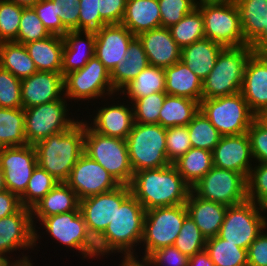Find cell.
Masks as SVG:
<instances>
[{"label": "cell", "mask_w": 267, "mask_h": 266, "mask_svg": "<svg viewBox=\"0 0 267 266\" xmlns=\"http://www.w3.org/2000/svg\"><path fill=\"white\" fill-rule=\"evenodd\" d=\"M20 198L5 189L0 191V219L16 213L21 208Z\"/></svg>", "instance_id": "obj_58"}, {"label": "cell", "mask_w": 267, "mask_h": 266, "mask_svg": "<svg viewBox=\"0 0 267 266\" xmlns=\"http://www.w3.org/2000/svg\"><path fill=\"white\" fill-rule=\"evenodd\" d=\"M38 71L61 73L64 43L62 36L51 34L45 39L25 44Z\"/></svg>", "instance_id": "obj_32"}, {"label": "cell", "mask_w": 267, "mask_h": 266, "mask_svg": "<svg viewBox=\"0 0 267 266\" xmlns=\"http://www.w3.org/2000/svg\"><path fill=\"white\" fill-rule=\"evenodd\" d=\"M253 53L249 45L223 48L214 68L203 80L202 99L241 92L246 64Z\"/></svg>", "instance_id": "obj_5"}, {"label": "cell", "mask_w": 267, "mask_h": 266, "mask_svg": "<svg viewBox=\"0 0 267 266\" xmlns=\"http://www.w3.org/2000/svg\"><path fill=\"white\" fill-rule=\"evenodd\" d=\"M64 48L61 74L82 69L95 56V32L69 30L62 36Z\"/></svg>", "instance_id": "obj_25"}, {"label": "cell", "mask_w": 267, "mask_h": 266, "mask_svg": "<svg viewBox=\"0 0 267 266\" xmlns=\"http://www.w3.org/2000/svg\"><path fill=\"white\" fill-rule=\"evenodd\" d=\"M129 186L146 211L185 204L191 191L174 164L134 172Z\"/></svg>", "instance_id": "obj_2"}, {"label": "cell", "mask_w": 267, "mask_h": 266, "mask_svg": "<svg viewBox=\"0 0 267 266\" xmlns=\"http://www.w3.org/2000/svg\"><path fill=\"white\" fill-rule=\"evenodd\" d=\"M71 107L74 108L64 96L62 99L50 103L25 108L27 144L35 145L50 135L66 131L73 126L82 116L76 113L78 110H74L72 114Z\"/></svg>", "instance_id": "obj_9"}, {"label": "cell", "mask_w": 267, "mask_h": 266, "mask_svg": "<svg viewBox=\"0 0 267 266\" xmlns=\"http://www.w3.org/2000/svg\"><path fill=\"white\" fill-rule=\"evenodd\" d=\"M267 227V209L246 200L227 207L218 236L248 250L252 242Z\"/></svg>", "instance_id": "obj_12"}, {"label": "cell", "mask_w": 267, "mask_h": 266, "mask_svg": "<svg viewBox=\"0 0 267 266\" xmlns=\"http://www.w3.org/2000/svg\"><path fill=\"white\" fill-rule=\"evenodd\" d=\"M213 166L248 177L254 165L247 133L222 136L212 151Z\"/></svg>", "instance_id": "obj_20"}, {"label": "cell", "mask_w": 267, "mask_h": 266, "mask_svg": "<svg viewBox=\"0 0 267 266\" xmlns=\"http://www.w3.org/2000/svg\"><path fill=\"white\" fill-rule=\"evenodd\" d=\"M0 66L20 80L38 71L25 45L14 41L0 43Z\"/></svg>", "instance_id": "obj_36"}, {"label": "cell", "mask_w": 267, "mask_h": 266, "mask_svg": "<svg viewBox=\"0 0 267 266\" xmlns=\"http://www.w3.org/2000/svg\"><path fill=\"white\" fill-rule=\"evenodd\" d=\"M248 266H267V227L247 250Z\"/></svg>", "instance_id": "obj_57"}, {"label": "cell", "mask_w": 267, "mask_h": 266, "mask_svg": "<svg viewBox=\"0 0 267 266\" xmlns=\"http://www.w3.org/2000/svg\"><path fill=\"white\" fill-rule=\"evenodd\" d=\"M79 201L76 192L66 182H58L31 208L33 226L35 227L44 217L76 210Z\"/></svg>", "instance_id": "obj_27"}, {"label": "cell", "mask_w": 267, "mask_h": 266, "mask_svg": "<svg viewBox=\"0 0 267 266\" xmlns=\"http://www.w3.org/2000/svg\"><path fill=\"white\" fill-rule=\"evenodd\" d=\"M22 108L35 107L64 97V77L61 73L37 71L21 80Z\"/></svg>", "instance_id": "obj_22"}, {"label": "cell", "mask_w": 267, "mask_h": 266, "mask_svg": "<svg viewBox=\"0 0 267 266\" xmlns=\"http://www.w3.org/2000/svg\"><path fill=\"white\" fill-rule=\"evenodd\" d=\"M24 6L0 0V43L15 41Z\"/></svg>", "instance_id": "obj_46"}, {"label": "cell", "mask_w": 267, "mask_h": 266, "mask_svg": "<svg viewBox=\"0 0 267 266\" xmlns=\"http://www.w3.org/2000/svg\"><path fill=\"white\" fill-rule=\"evenodd\" d=\"M34 147L37 165L59 182H66L84 153V119L78 120L66 131L37 142Z\"/></svg>", "instance_id": "obj_4"}, {"label": "cell", "mask_w": 267, "mask_h": 266, "mask_svg": "<svg viewBox=\"0 0 267 266\" xmlns=\"http://www.w3.org/2000/svg\"><path fill=\"white\" fill-rule=\"evenodd\" d=\"M192 148L187 126L166 129L167 159L171 164Z\"/></svg>", "instance_id": "obj_50"}, {"label": "cell", "mask_w": 267, "mask_h": 266, "mask_svg": "<svg viewBox=\"0 0 267 266\" xmlns=\"http://www.w3.org/2000/svg\"><path fill=\"white\" fill-rule=\"evenodd\" d=\"M199 110L200 102L166 94L159 113V124L166 129L175 126H187Z\"/></svg>", "instance_id": "obj_33"}, {"label": "cell", "mask_w": 267, "mask_h": 266, "mask_svg": "<svg viewBox=\"0 0 267 266\" xmlns=\"http://www.w3.org/2000/svg\"><path fill=\"white\" fill-rule=\"evenodd\" d=\"M99 0H80L79 31H97L107 25L99 14Z\"/></svg>", "instance_id": "obj_52"}, {"label": "cell", "mask_w": 267, "mask_h": 266, "mask_svg": "<svg viewBox=\"0 0 267 266\" xmlns=\"http://www.w3.org/2000/svg\"><path fill=\"white\" fill-rule=\"evenodd\" d=\"M50 35L34 9L32 7H24L18 35L14 42L25 45L33 41L45 39Z\"/></svg>", "instance_id": "obj_45"}, {"label": "cell", "mask_w": 267, "mask_h": 266, "mask_svg": "<svg viewBox=\"0 0 267 266\" xmlns=\"http://www.w3.org/2000/svg\"><path fill=\"white\" fill-rule=\"evenodd\" d=\"M223 48L220 44L204 37L181 49V61L203 82L214 68Z\"/></svg>", "instance_id": "obj_30"}, {"label": "cell", "mask_w": 267, "mask_h": 266, "mask_svg": "<svg viewBox=\"0 0 267 266\" xmlns=\"http://www.w3.org/2000/svg\"><path fill=\"white\" fill-rule=\"evenodd\" d=\"M256 120L263 125L265 128H267V109H264L262 111H260L257 115H256Z\"/></svg>", "instance_id": "obj_63"}, {"label": "cell", "mask_w": 267, "mask_h": 266, "mask_svg": "<svg viewBox=\"0 0 267 266\" xmlns=\"http://www.w3.org/2000/svg\"><path fill=\"white\" fill-rule=\"evenodd\" d=\"M136 36L122 24H109L95 31V56L111 73L125 60L128 46Z\"/></svg>", "instance_id": "obj_21"}, {"label": "cell", "mask_w": 267, "mask_h": 266, "mask_svg": "<svg viewBox=\"0 0 267 266\" xmlns=\"http://www.w3.org/2000/svg\"><path fill=\"white\" fill-rule=\"evenodd\" d=\"M187 216L185 204L147 210L138 255L148 257L157 249L173 245Z\"/></svg>", "instance_id": "obj_11"}, {"label": "cell", "mask_w": 267, "mask_h": 266, "mask_svg": "<svg viewBox=\"0 0 267 266\" xmlns=\"http://www.w3.org/2000/svg\"><path fill=\"white\" fill-rule=\"evenodd\" d=\"M33 255H28L25 257L17 258V259H11L6 266H36L34 265L36 263L33 262L34 260L32 259Z\"/></svg>", "instance_id": "obj_62"}, {"label": "cell", "mask_w": 267, "mask_h": 266, "mask_svg": "<svg viewBox=\"0 0 267 266\" xmlns=\"http://www.w3.org/2000/svg\"><path fill=\"white\" fill-rule=\"evenodd\" d=\"M84 153L103 166L120 185H130L134 172L126 140L97 133L84 121Z\"/></svg>", "instance_id": "obj_8"}, {"label": "cell", "mask_w": 267, "mask_h": 266, "mask_svg": "<svg viewBox=\"0 0 267 266\" xmlns=\"http://www.w3.org/2000/svg\"><path fill=\"white\" fill-rule=\"evenodd\" d=\"M205 250L215 266H248L247 250L218 235L207 239Z\"/></svg>", "instance_id": "obj_39"}, {"label": "cell", "mask_w": 267, "mask_h": 266, "mask_svg": "<svg viewBox=\"0 0 267 266\" xmlns=\"http://www.w3.org/2000/svg\"><path fill=\"white\" fill-rule=\"evenodd\" d=\"M126 142L133 172L171 164L167 159L166 128L160 124L134 122Z\"/></svg>", "instance_id": "obj_7"}, {"label": "cell", "mask_w": 267, "mask_h": 266, "mask_svg": "<svg viewBox=\"0 0 267 266\" xmlns=\"http://www.w3.org/2000/svg\"><path fill=\"white\" fill-rule=\"evenodd\" d=\"M66 183L76 192L79 200L112 191L120 186L103 166L85 153L72 168Z\"/></svg>", "instance_id": "obj_19"}, {"label": "cell", "mask_w": 267, "mask_h": 266, "mask_svg": "<svg viewBox=\"0 0 267 266\" xmlns=\"http://www.w3.org/2000/svg\"><path fill=\"white\" fill-rule=\"evenodd\" d=\"M115 94L117 92L112 86L110 72L96 56L91 58L82 69L72 71L64 76L66 99L74 107L76 103L79 104V107L80 105L82 107L83 102L84 106L87 104L84 108L78 107V112H81L80 109H87L88 105L96 103L98 100Z\"/></svg>", "instance_id": "obj_6"}, {"label": "cell", "mask_w": 267, "mask_h": 266, "mask_svg": "<svg viewBox=\"0 0 267 266\" xmlns=\"http://www.w3.org/2000/svg\"><path fill=\"white\" fill-rule=\"evenodd\" d=\"M127 0H99L100 18L107 24H121Z\"/></svg>", "instance_id": "obj_56"}, {"label": "cell", "mask_w": 267, "mask_h": 266, "mask_svg": "<svg viewBox=\"0 0 267 266\" xmlns=\"http://www.w3.org/2000/svg\"><path fill=\"white\" fill-rule=\"evenodd\" d=\"M241 93L255 115L267 109V54L253 53L249 57Z\"/></svg>", "instance_id": "obj_23"}, {"label": "cell", "mask_w": 267, "mask_h": 266, "mask_svg": "<svg viewBox=\"0 0 267 266\" xmlns=\"http://www.w3.org/2000/svg\"><path fill=\"white\" fill-rule=\"evenodd\" d=\"M59 181L39 165L35 167L29 179L25 192L19 197L21 206L32 208L39 202Z\"/></svg>", "instance_id": "obj_42"}, {"label": "cell", "mask_w": 267, "mask_h": 266, "mask_svg": "<svg viewBox=\"0 0 267 266\" xmlns=\"http://www.w3.org/2000/svg\"><path fill=\"white\" fill-rule=\"evenodd\" d=\"M5 189H6V185H5L4 173L0 168V191H3Z\"/></svg>", "instance_id": "obj_66"}, {"label": "cell", "mask_w": 267, "mask_h": 266, "mask_svg": "<svg viewBox=\"0 0 267 266\" xmlns=\"http://www.w3.org/2000/svg\"><path fill=\"white\" fill-rule=\"evenodd\" d=\"M56 4L57 14L68 30L79 31L80 0H52Z\"/></svg>", "instance_id": "obj_55"}, {"label": "cell", "mask_w": 267, "mask_h": 266, "mask_svg": "<svg viewBox=\"0 0 267 266\" xmlns=\"http://www.w3.org/2000/svg\"><path fill=\"white\" fill-rule=\"evenodd\" d=\"M21 80L0 66V108H22Z\"/></svg>", "instance_id": "obj_48"}, {"label": "cell", "mask_w": 267, "mask_h": 266, "mask_svg": "<svg viewBox=\"0 0 267 266\" xmlns=\"http://www.w3.org/2000/svg\"><path fill=\"white\" fill-rule=\"evenodd\" d=\"M254 163H267V128L256 119L247 131Z\"/></svg>", "instance_id": "obj_53"}, {"label": "cell", "mask_w": 267, "mask_h": 266, "mask_svg": "<svg viewBox=\"0 0 267 266\" xmlns=\"http://www.w3.org/2000/svg\"><path fill=\"white\" fill-rule=\"evenodd\" d=\"M249 46L254 53L267 54V28Z\"/></svg>", "instance_id": "obj_61"}, {"label": "cell", "mask_w": 267, "mask_h": 266, "mask_svg": "<svg viewBox=\"0 0 267 266\" xmlns=\"http://www.w3.org/2000/svg\"><path fill=\"white\" fill-rule=\"evenodd\" d=\"M38 224L34 227L35 252L33 254L37 255L40 252L39 249L42 242L40 239H44L48 235L52 240V244L53 242L59 244V248L64 246L67 253L70 250V252H75L76 256H81L83 262L86 259L87 261L88 259L91 261V258L92 261L97 259L96 241L90 235L79 207L68 213L44 217ZM44 234L46 236H42ZM36 250L39 252H36Z\"/></svg>", "instance_id": "obj_3"}, {"label": "cell", "mask_w": 267, "mask_h": 266, "mask_svg": "<svg viewBox=\"0 0 267 266\" xmlns=\"http://www.w3.org/2000/svg\"><path fill=\"white\" fill-rule=\"evenodd\" d=\"M161 27L170 28L196 7V0H158Z\"/></svg>", "instance_id": "obj_49"}, {"label": "cell", "mask_w": 267, "mask_h": 266, "mask_svg": "<svg viewBox=\"0 0 267 266\" xmlns=\"http://www.w3.org/2000/svg\"><path fill=\"white\" fill-rule=\"evenodd\" d=\"M173 164L192 187L213 167L212 151L192 147Z\"/></svg>", "instance_id": "obj_37"}, {"label": "cell", "mask_w": 267, "mask_h": 266, "mask_svg": "<svg viewBox=\"0 0 267 266\" xmlns=\"http://www.w3.org/2000/svg\"><path fill=\"white\" fill-rule=\"evenodd\" d=\"M148 258L153 266H187L189 261V257L182 254L174 245L157 249Z\"/></svg>", "instance_id": "obj_54"}, {"label": "cell", "mask_w": 267, "mask_h": 266, "mask_svg": "<svg viewBox=\"0 0 267 266\" xmlns=\"http://www.w3.org/2000/svg\"><path fill=\"white\" fill-rule=\"evenodd\" d=\"M191 145L213 151L222 137L218 130L211 124L209 119L199 110L192 121L187 125Z\"/></svg>", "instance_id": "obj_41"}, {"label": "cell", "mask_w": 267, "mask_h": 266, "mask_svg": "<svg viewBox=\"0 0 267 266\" xmlns=\"http://www.w3.org/2000/svg\"><path fill=\"white\" fill-rule=\"evenodd\" d=\"M146 210L130 194L116 209L113 220L96 240L97 261L114 255L138 254L143 237ZM99 259V260H98Z\"/></svg>", "instance_id": "obj_1"}, {"label": "cell", "mask_w": 267, "mask_h": 266, "mask_svg": "<svg viewBox=\"0 0 267 266\" xmlns=\"http://www.w3.org/2000/svg\"><path fill=\"white\" fill-rule=\"evenodd\" d=\"M206 237L197 227L194 220L188 215L182 225V228L177 236L174 246L188 257L193 256L205 249Z\"/></svg>", "instance_id": "obj_43"}, {"label": "cell", "mask_w": 267, "mask_h": 266, "mask_svg": "<svg viewBox=\"0 0 267 266\" xmlns=\"http://www.w3.org/2000/svg\"><path fill=\"white\" fill-rule=\"evenodd\" d=\"M119 93L130 103L152 93H165L164 68L149 65Z\"/></svg>", "instance_id": "obj_35"}, {"label": "cell", "mask_w": 267, "mask_h": 266, "mask_svg": "<svg viewBox=\"0 0 267 266\" xmlns=\"http://www.w3.org/2000/svg\"><path fill=\"white\" fill-rule=\"evenodd\" d=\"M122 259H121V258ZM118 261V266H153L151 260L148 257H141L137 254L121 255ZM140 257V258H139Z\"/></svg>", "instance_id": "obj_59"}, {"label": "cell", "mask_w": 267, "mask_h": 266, "mask_svg": "<svg viewBox=\"0 0 267 266\" xmlns=\"http://www.w3.org/2000/svg\"><path fill=\"white\" fill-rule=\"evenodd\" d=\"M166 93H152L138 98L131 104L134 122L141 124H159V113L163 106Z\"/></svg>", "instance_id": "obj_44"}, {"label": "cell", "mask_w": 267, "mask_h": 266, "mask_svg": "<svg viewBox=\"0 0 267 266\" xmlns=\"http://www.w3.org/2000/svg\"><path fill=\"white\" fill-rule=\"evenodd\" d=\"M37 166L34 145L0 148V168L4 173L6 189L20 197Z\"/></svg>", "instance_id": "obj_18"}, {"label": "cell", "mask_w": 267, "mask_h": 266, "mask_svg": "<svg viewBox=\"0 0 267 266\" xmlns=\"http://www.w3.org/2000/svg\"><path fill=\"white\" fill-rule=\"evenodd\" d=\"M11 260V258L0 256V266H6V264Z\"/></svg>", "instance_id": "obj_67"}, {"label": "cell", "mask_w": 267, "mask_h": 266, "mask_svg": "<svg viewBox=\"0 0 267 266\" xmlns=\"http://www.w3.org/2000/svg\"><path fill=\"white\" fill-rule=\"evenodd\" d=\"M131 194L129 185H120L116 189L89 196L79 201L80 212L88 231L96 241L113 220L116 209Z\"/></svg>", "instance_id": "obj_16"}, {"label": "cell", "mask_w": 267, "mask_h": 266, "mask_svg": "<svg viewBox=\"0 0 267 266\" xmlns=\"http://www.w3.org/2000/svg\"><path fill=\"white\" fill-rule=\"evenodd\" d=\"M96 103L91 104L90 109H85L86 114L83 115V110L80 113L83 117L86 115V118H82L85 123L97 133L126 140L134 124L132 104L122 98L120 93ZM89 110L91 111L88 112Z\"/></svg>", "instance_id": "obj_13"}, {"label": "cell", "mask_w": 267, "mask_h": 266, "mask_svg": "<svg viewBox=\"0 0 267 266\" xmlns=\"http://www.w3.org/2000/svg\"><path fill=\"white\" fill-rule=\"evenodd\" d=\"M247 196L267 209V163H254L247 177Z\"/></svg>", "instance_id": "obj_47"}, {"label": "cell", "mask_w": 267, "mask_h": 266, "mask_svg": "<svg viewBox=\"0 0 267 266\" xmlns=\"http://www.w3.org/2000/svg\"><path fill=\"white\" fill-rule=\"evenodd\" d=\"M165 71V93L201 102L203 82L183 61H178Z\"/></svg>", "instance_id": "obj_29"}, {"label": "cell", "mask_w": 267, "mask_h": 266, "mask_svg": "<svg viewBox=\"0 0 267 266\" xmlns=\"http://www.w3.org/2000/svg\"><path fill=\"white\" fill-rule=\"evenodd\" d=\"M124 58L110 73L112 86L117 93L150 65L143 44L137 36L129 44Z\"/></svg>", "instance_id": "obj_31"}, {"label": "cell", "mask_w": 267, "mask_h": 266, "mask_svg": "<svg viewBox=\"0 0 267 266\" xmlns=\"http://www.w3.org/2000/svg\"><path fill=\"white\" fill-rule=\"evenodd\" d=\"M32 8L50 34L63 36L69 31L62 24L57 14L56 4L52 0H40Z\"/></svg>", "instance_id": "obj_51"}, {"label": "cell", "mask_w": 267, "mask_h": 266, "mask_svg": "<svg viewBox=\"0 0 267 266\" xmlns=\"http://www.w3.org/2000/svg\"><path fill=\"white\" fill-rule=\"evenodd\" d=\"M172 38L182 49L205 37L204 20L196 7L186 14L178 23L169 28Z\"/></svg>", "instance_id": "obj_40"}, {"label": "cell", "mask_w": 267, "mask_h": 266, "mask_svg": "<svg viewBox=\"0 0 267 266\" xmlns=\"http://www.w3.org/2000/svg\"><path fill=\"white\" fill-rule=\"evenodd\" d=\"M25 145L24 108H0V148Z\"/></svg>", "instance_id": "obj_38"}, {"label": "cell", "mask_w": 267, "mask_h": 266, "mask_svg": "<svg viewBox=\"0 0 267 266\" xmlns=\"http://www.w3.org/2000/svg\"><path fill=\"white\" fill-rule=\"evenodd\" d=\"M188 215L206 239L216 237L224 221L227 206L199 198L190 191L185 203Z\"/></svg>", "instance_id": "obj_26"}, {"label": "cell", "mask_w": 267, "mask_h": 266, "mask_svg": "<svg viewBox=\"0 0 267 266\" xmlns=\"http://www.w3.org/2000/svg\"><path fill=\"white\" fill-rule=\"evenodd\" d=\"M240 12L242 32L250 45L267 28V0H235Z\"/></svg>", "instance_id": "obj_34"}, {"label": "cell", "mask_w": 267, "mask_h": 266, "mask_svg": "<svg viewBox=\"0 0 267 266\" xmlns=\"http://www.w3.org/2000/svg\"><path fill=\"white\" fill-rule=\"evenodd\" d=\"M9 1L14 2L17 5L24 6V7H32L40 0H9Z\"/></svg>", "instance_id": "obj_64"}, {"label": "cell", "mask_w": 267, "mask_h": 266, "mask_svg": "<svg viewBox=\"0 0 267 266\" xmlns=\"http://www.w3.org/2000/svg\"><path fill=\"white\" fill-rule=\"evenodd\" d=\"M200 111L209 119L221 136L247 133L256 115L250 110L241 92L202 99Z\"/></svg>", "instance_id": "obj_10"}, {"label": "cell", "mask_w": 267, "mask_h": 266, "mask_svg": "<svg viewBox=\"0 0 267 266\" xmlns=\"http://www.w3.org/2000/svg\"><path fill=\"white\" fill-rule=\"evenodd\" d=\"M204 20L205 38L225 47L247 45L242 32L240 12L235 1L197 4Z\"/></svg>", "instance_id": "obj_14"}, {"label": "cell", "mask_w": 267, "mask_h": 266, "mask_svg": "<svg viewBox=\"0 0 267 266\" xmlns=\"http://www.w3.org/2000/svg\"><path fill=\"white\" fill-rule=\"evenodd\" d=\"M29 251L35 252L34 226L31 209L22 206L16 213L0 219V256L17 259L28 256Z\"/></svg>", "instance_id": "obj_17"}, {"label": "cell", "mask_w": 267, "mask_h": 266, "mask_svg": "<svg viewBox=\"0 0 267 266\" xmlns=\"http://www.w3.org/2000/svg\"><path fill=\"white\" fill-rule=\"evenodd\" d=\"M187 266H215L209 253L204 249L189 257Z\"/></svg>", "instance_id": "obj_60"}, {"label": "cell", "mask_w": 267, "mask_h": 266, "mask_svg": "<svg viewBox=\"0 0 267 266\" xmlns=\"http://www.w3.org/2000/svg\"><path fill=\"white\" fill-rule=\"evenodd\" d=\"M137 37L143 44L151 66L166 68L181 60V48L172 38L169 28H154Z\"/></svg>", "instance_id": "obj_24"}, {"label": "cell", "mask_w": 267, "mask_h": 266, "mask_svg": "<svg viewBox=\"0 0 267 266\" xmlns=\"http://www.w3.org/2000/svg\"><path fill=\"white\" fill-rule=\"evenodd\" d=\"M235 0H196L197 4H214V3H228Z\"/></svg>", "instance_id": "obj_65"}, {"label": "cell", "mask_w": 267, "mask_h": 266, "mask_svg": "<svg viewBox=\"0 0 267 266\" xmlns=\"http://www.w3.org/2000/svg\"><path fill=\"white\" fill-rule=\"evenodd\" d=\"M121 24L135 36L161 27L158 0H127Z\"/></svg>", "instance_id": "obj_28"}, {"label": "cell", "mask_w": 267, "mask_h": 266, "mask_svg": "<svg viewBox=\"0 0 267 266\" xmlns=\"http://www.w3.org/2000/svg\"><path fill=\"white\" fill-rule=\"evenodd\" d=\"M191 191L201 199L227 207L248 200L247 178L241 173L214 166L191 187Z\"/></svg>", "instance_id": "obj_15"}]
</instances>
